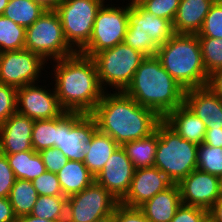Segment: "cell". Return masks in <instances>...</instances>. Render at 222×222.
<instances>
[{"mask_svg": "<svg viewBox=\"0 0 222 222\" xmlns=\"http://www.w3.org/2000/svg\"><path fill=\"white\" fill-rule=\"evenodd\" d=\"M141 0H130V2L139 3Z\"/></svg>", "mask_w": 222, "mask_h": 222, "instance_id": "52", "label": "cell"}, {"mask_svg": "<svg viewBox=\"0 0 222 222\" xmlns=\"http://www.w3.org/2000/svg\"><path fill=\"white\" fill-rule=\"evenodd\" d=\"M197 36L222 38V3L211 5Z\"/></svg>", "mask_w": 222, "mask_h": 222, "instance_id": "34", "label": "cell"}, {"mask_svg": "<svg viewBox=\"0 0 222 222\" xmlns=\"http://www.w3.org/2000/svg\"><path fill=\"white\" fill-rule=\"evenodd\" d=\"M118 147L119 145L113 138L96 129L90 140L85 144L83 163L96 176Z\"/></svg>", "mask_w": 222, "mask_h": 222, "instance_id": "23", "label": "cell"}, {"mask_svg": "<svg viewBox=\"0 0 222 222\" xmlns=\"http://www.w3.org/2000/svg\"><path fill=\"white\" fill-rule=\"evenodd\" d=\"M197 169L222 179V148L198 145Z\"/></svg>", "mask_w": 222, "mask_h": 222, "instance_id": "33", "label": "cell"}, {"mask_svg": "<svg viewBox=\"0 0 222 222\" xmlns=\"http://www.w3.org/2000/svg\"><path fill=\"white\" fill-rule=\"evenodd\" d=\"M163 121L183 139L197 145L204 142L207 127L185 104L168 113Z\"/></svg>", "mask_w": 222, "mask_h": 222, "instance_id": "20", "label": "cell"}, {"mask_svg": "<svg viewBox=\"0 0 222 222\" xmlns=\"http://www.w3.org/2000/svg\"><path fill=\"white\" fill-rule=\"evenodd\" d=\"M182 204L178 184L157 193L139 209L150 222H170Z\"/></svg>", "mask_w": 222, "mask_h": 222, "instance_id": "21", "label": "cell"}, {"mask_svg": "<svg viewBox=\"0 0 222 222\" xmlns=\"http://www.w3.org/2000/svg\"><path fill=\"white\" fill-rule=\"evenodd\" d=\"M97 129L90 114L64 111L57 117L58 149L68 160H83L85 144Z\"/></svg>", "mask_w": 222, "mask_h": 222, "instance_id": "11", "label": "cell"}, {"mask_svg": "<svg viewBox=\"0 0 222 222\" xmlns=\"http://www.w3.org/2000/svg\"><path fill=\"white\" fill-rule=\"evenodd\" d=\"M16 179L32 181L46 169L39 152L34 150L6 155Z\"/></svg>", "mask_w": 222, "mask_h": 222, "instance_id": "26", "label": "cell"}, {"mask_svg": "<svg viewBox=\"0 0 222 222\" xmlns=\"http://www.w3.org/2000/svg\"><path fill=\"white\" fill-rule=\"evenodd\" d=\"M16 222H65V221H50L47 219L38 218L32 215L18 217Z\"/></svg>", "mask_w": 222, "mask_h": 222, "instance_id": "47", "label": "cell"}, {"mask_svg": "<svg viewBox=\"0 0 222 222\" xmlns=\"http://www.w3.org/2000/svg\"><path fill=\"white\" fill-rule=\"evenodd\" d=\"M129 2V23L127 29L146 32L152 41L160 47L174 34L173 23L167 19L154 16L139 3Z\"/></svg>", "mask_w": 222, "mask_h": 222, "instance_id": "19", "label": "cell"}, {"mask_svg": "<svg viewBox=\"0 0 222 222\" xmlns=\"http://www.w3.org/2000/svg\"><path fill=\"white\" fill-rule=\"evenodd\" d=\"M158 136L154 167L178 184L197 169L198 145L183 139L163 120L158 124Z\"/></svg>", "mask_w": 222, "mask_h": 222, "instance_id": "5", "label": "cell"}, {"mask_svg": "<svg viewBox=\"0 0 222 222\" xmlns=\"http://www.w3.org/2000/svg\"><path fill=\"white\" fill-rule=\"evenodd\" d=\"M208 219L211 222H222V195L208 210Z\"/></svg>", "mask_w": 222, "mask_h": 222, "instance_id": "46", "label": "cell"}, {"mask_svg": "<svg viewBox=\"0 0 222 222\" xmlns=\"http://www.w3.org/2000/svg\"><path fill=\"white\" fill-rule=\"evenodd\" d=\"M181 202L209 210L222 195V179L199 169L179 183Z\"/></svg>", "mask_w": 222, "mask_h": 222, "instance_id": "14", "label": "cell"}, {"mask_svg": "<svg viewBox=\"0 0 222 222\" xmlns=\"http://www.w3.org/2000/svg\"><path fill=\"white\" fill-rule=\"evenodd\" d=\"M45 165L46 171L57 174L66 164L68 158L57 148L51 147L39 152Z\"/></svg>", "mask_w": 222, "mask_h": 222, "instance_id": "40", "label": "cell"}, {"mask_svg": "<svg viewBox=\"0 0 222 222\" xmlns=\"http://www.w3.org/2000/svg\"><path fill=\"white\" fill-rule=\"evenodd\" d=\"M9 0H0V15L3 14L4 9L6 8Z\"/></svg>", "mask_w": 222, "mask_h": 222, "instance_id": "50", "label": "cell"}, {"mask_svg": "<svg viewBox=\"0 0 222 222\" xmlns=\"http://www.w3.org/2000/svg\"><path fill=\"white\" fill-rule=\"evenodd\" d=\"M213 3L212 0H180L173 21L174 32L197 35Z\"/></svg>", "mask_w": 222, "mask_h": 222, "instance_id": "22", "label": "cell"}, {"mask_svg": "<svg viewBox=\"0 0 222 222\" xmlns=\"http://www.w3.org/2000/svg\"><path fill=\"white\" fill-rule=\"evenodd\" d=\"M155 56L184 90L206 86L209 75L197 35L175 33L157 49Z\"/></svg>", "mask_w": 222, "mask_h": 222, "instance_id": "4", "label": "cell"}, {"mask_svg": "<svg viewBox=\"0 0 222 222\" xmlns=\"http://www.w3.org/2000/svg\"><path fill=\"white\" fill-rule=\"evenodd\" d=\"M214 3H222V0H212Z\"/></svg>", "mask_w": 222, "mask_h": 222, "instance_id": "51", "label": "cell"}, {"mask_svg": "<svg viewBox=\"0 0 222 222\" xmlns=\"http://www.w3.org/2000/svg\"><path fill=\"white\" fill-rule=\"evenodd\" d=\"M97 129L121 146L125 142L148 137L163 120L155 111L143 107L125 92L105 91L90 114Z\"/></svg>", "mask_w": 222, "mask_h": 222, "instance_id": "2", "label": "cell"}, {"mask_svg": "<svg viewBox=\"0 0 222 222\" xmlns=\"http://www.w3.org/2000/svg\"><path fill=\"white\" fill-rule=\"evenodd\" d=\"M26 28L0 15V53L25 49Z\"/></svg>", "mask_w": 222, "mask_h": 222, "instance_id": "31", "label": "cell"}, {"mask_svg": "<svg viewBox=\"0 0 222 222\" xmlns=\"http://www.w3.org/2000/svg\"><path fill=\"white\" fill-rule=\"evenodd\" d=\"M67 197L38 195L30 215L50 221H66Z\"/></svg>", "mask_w": 222, "mask_h": 222, "instance_id": "29", "label": "cell"}, {"mask_svg": "<svg viewBox=\"0 0 222 222\" xmlns=\"http://www.w3.org/2000/svg\"><path fill=\"white\" fill-rule=\"evenodd\" d=\"M15 175L6 155L0 153V197H9L15 183Z\"/></svg>", "mask_w": 222, "mask_h": 222, "instance_id": "41", "label": "cell"}, {"mask_svg": "<svg viewBox=\"0 0 222 222\" xmlns=\"http://www.w3.org/2000/svg\"><path fill=\"white\" fill-rule=\"evenodd\" d=\"M116 222H150L139 208L118 204L115 207Z\"/></svg>", "mask_w": 222, "mask_h": 222, "instance_id": "42", "label": "cell"}, {"mask_svg": "<svg viewBox=\"0 0 222 222\" xmlns=\"http://www.w3.org/2000/svg\"><path fill=\"white\" fill-rule=\"evenodd\" d=\"M34 120L19 113L0 125V153L10 155L33 150L31 137Z\"/></svg>", "mask_w": 222, "mask_h": 222, "instance_id": "17", "label": "cell"}, {"mask_svg": "<svg viewBox=\"0 0 222 222\" xmlns=\"http://www.w3.org/2000/svg\"><path fill=\"white\" fill-rule=\"evenodd\" d=\"M208 219V210L181 204L170 222H205Z\"/></svg>", "mask_w": 222, "mask_h": 222, "instance_id": "39", "label": "cell"}, {"mask_svg": "<svg viewBox=\"0 0 222 222\" xmlns=\"http://www.w3.org/2000/svg\"><path fill=\"white\" fill-rule=\"evenodd\" d=\"M203 143L216 148H222V129H207Z\"/></svg>", "mask_w": 222, "mask_h": 222, "instance_id": "45", "label": "cell"}, {"mask_svg": "<svg viewBox=\"0 0 222 222\" xmlns=\"http://www.w3.org/2000/svg\"><path fill=\"white\" fill-rule=\"evenodd\" d=\"M92 58L103 90L108 92L109 87L112 91L124 92L146 56L122 42L96 53Z\"/></svg>", "mask_w": 222, "mask_h": 222, "instance_id": "6", "label": "cell"}, {"mask_svg": "<svg viewBox=\"0 0 222 222\" xmlns=\"http://www.w3.org/2000/svg\"><path fill=\"white\" fill-rule=\"evenodd\" d=\"M13 207L8 197H0V222H16Z\"/></svg>", "mask_w": 222, "mask_h": 222, "instance_id": "43", "label": "cell"}, {"mask_svg": "<svg viewBox=\"0 0 222 222\" xmlns=\"http://www.w3.org/2000/svg\"><path fill=\"white\" fill-rule=\"evenodd\" d=\"M94 222H116L115 221V210L113 213H110L109 215L99 218Z\"/></svg>", "mask_w": 222, "mask_h": 222, "instance_id": "49", "label": "cell"}, {"mask_svg": "<svg viewBox=\"0 0 222 222\" xmlns=\"http://www.w3.org/2000/svg\"><path fill=\"white\" fill-rule=\"evenodd\" d=\"M42 4L46 9H55L63 0H35Z\"/></svg>", "mask_w": 222, "mask_h": 222, "instance_id": "48", "label": "cell"}, {"mask_svg": "<svg viewBox=\"0 0 222 222\" xmlns=\"http://www.w3.org/2000/svg\"><path fill=\"white\" fill-rule=\"evenodd\" d=\"M206 86L222 99V69L216 70L208 76Z\"/></svg>", "mask_w": 222, "mask_h": 222, "instance_id": "44", "label": "cell"}, {"mask_svg": "<svg viewBox=\"0 0 222 222\" xmlns=\"http://www.w3.org/2000/svg\"><path fill=\"white\" fill-rule=\"evenodd\" d=\"M47 9L35 0H9L3 16L25 28L31 26Z\"/></svg>", "mask_w": 222, "mask_h": 222, "instance_id": "27", "label": "cell"}, {"mask_svg": "<svg viewBox=\"0 0 222 222\" xmlns=\"http://www.w3.org/2000/svg\"><path fill=\"white\" fill-rule=\"evenodd\" d=\"M57 176L62 193L67 198L81 192L95 181V176L88 170L83 160H68Z\"/></svg>", "mask_w": 222, "mask_h": 222, "instance_id": "24", "label": "cell"}, {"mask_svg": "<svg viewBox=\"0 0 222 222\" xmlns=\"http://www.w3.org/2000/svg\"><path fill=\"white\" fill-rule=\"evenodd\" d=\"M158 137L157 125L156 131L148 137L125 142L121 145L135 169L154 166Z\"/></svg>", "mask_w": 222, "mask_h": 222, "instance_id": "25", "label": "cell"}, {"mask_svg": "<svg viewBox=\"0 0 222 222\" xmlns=\"http://www.w3.org/2000/svg\"><path fill=\"white\" fill-rule=\"evenodd\" d=\"M38 83L27 84L17 89V113L34 121L60 116L64 110L59 104L54 86L53 89H48Z\"/></svg>", "mask_w": 222, "mask_h": 222, "instance_id": "13", "label": "cell"}, {"mask_svg": "<svg viewBox=\"0 0 222 222\" xmlns=\"http://www.w3.org/2000/svg\"><path fill=\"white\" fill-rule=\"evenodd\" d=\"M173 183L157 167L137 168L126 195L119 201L120 204L139 208L154 195L169 188Z\"/></svg>", "mask_w": 222, "mask_h": 222, "instance_id": "16", "label": "cell"}, {"mask_svg": "<svg viewBox=\"0 0 222 222\" xmlns=\"http://www.w3.org/2000/svg\"><path fill=\"white\" fill-rule=\"evenodd\" d=\"M39 54L27 49L0 53V84L16 89L39 81L47 66ZM40 73V74H39Z\"/></svg>", "mask_w": 222, "mask_h": 222, "instance_id": "12", "label": "cell"}, {"mask_svg": "<svg viewBox=\"0 0 222 222\" xmlns=\"http://www.w3.org/2000/svg\"><path fill=\"white\" fill-rule=\"evenodd\" d=\"M31 142L33 150L36 152L51 147L58 148L57 117L35 120L33 123Z\"/></svg>", "mask_w": 222, "mask_h": 222, "instance_id": "30", "label": "cell"}, {"mask_svg": "<svg viewBox=\"0 0 222 222\" xmlns=\"http://www.w3.org/2000/svg\"><path fill=\"white\" fill-rule=\"evenodd\" d=\"M105 4L97 13L89 42L79 51L85 56L93 57L124 41L129 23V3L118 7Z\"/></svg>", "mask_w": 222, "mask_h": 222, "instance_id": "9", "label": "cell"}, {"mask_svg": "<svg viewBox=\"0 0 222 222\" xmlns=\"http://www.w3.org/2000/svg\"><path fill=\"white\" fill-rule=\"evenodd\" d=\"M50 62L52 83L61 108L66 112L91 114L105 92L94 59L76 52Z\"/></svg>", "mask_w": 222, "mask_h": 222, "instance_id": "1", "label": "cell"}, {"mask_svg": "<svg viewBox=\"0 0 222 222\" xmlns=\"http://www.w3.org/2000/svg\"><path fill=\"white\" fill-rule=\"evenodd\" d=\"M184 104L207 129H222V99L207 86L185 90Z\"/></svg>", "mask_w": 222, "mask_h": 222, "instance_id": "18", "label": "cell"}, {"mask_svg": "<svg viewBox=\"0 0 222 222\" xmlns=\"http://www.w3.org/2000/svg\"><path fill=\"white\" fill-rule=\"evenodd\" d=\"M139 4L154 16L167 19L173 23L180 0H141Z\"/></svg>", "mask_w": 222, "mask_h": 222, "instance_id": "36", "label": "cell"}, {"mask_svg": "<svg viewBox=\"0 0 222 222\" xmlns=\"http://www.w3.org/2000/svg\"><path fill=\"white\" fill-rule=\"evenodd\" d=\"M143 107L155 111L162 119L184 104L185 90L162 67L156 56L146 57L124 91Z\"/></svg>", "mask_w": 222, "mask_h": 222, "instance_id": "3", "label": "cell"}, {"mask_svg": "<svg viewBox=\"0 0 222 222\" xmlns=\"http://www.w3.org/2000/svg\"><path fill=\"white\" fill-rule=\"evenodd\" d=\"M32 183L38 195H63L58 176L55 173L45 171L42 175L32 180Z\"/></svg>", "mask_w": 222, "mask_h": 222, "instance_id": "38", "label": "cell"}, {"mask_svg": "<svg viewBox=\"0 0 222 222\" xmlns=\"http://www.w3.org/2000/svg\"><path fill=\"white\" fill-rule=\"evenodd\" d=\"M134 171L133 163L119 146L95 176V181L120 201L130 188Z\"/></svg>", "mask_w": 222, "mask_h": 222, "instance_id": "15", "label": "cell"}, {"mask_svg": "<svg viewBox=\"0 0 222 222\" xmlns=\"http://www.w3.org/2000/svg\"><path fill=\"white\" fill-rule=\"evenodd\" d=\"M119 200L94 181L81 192L67 198L65 222H94L113 213Z\"/></svg>", "mask_w": 222, "mask_h": 222, "instance_id": "10", "label": "cell"}, {"mask_svg": "<svg viewBox=\"0 0 222 222\" xmlns=\"http://www.w3.org/2000/svg\"><path fill=\"white\" fill-rule=\"evenodd\" d=\"M17 113V89L0 84V125Z\"/></svg>", "mask_w": 222, "mask_h": 222, "instance_id": "37", "label": "cell"}, {"mask_svg": "<svg viewBox=\"0 0 222 222\" xmlns=\"http://www.w3.org/2000/svg\"><path fill=\"white\" fill-rule=\"evenodd\" d=\"M105 0H63L54 9L68 44L79 52L88 42L97 13Z\"/></svg>", "mask_w": 222, "mask_h": 222, "instance_id": "8", "label": "cell"}, {"mask_svg": "<svg viewBox=\"0 0 222 222\" xmlns=\"http://www.w3.org/2000/svg\"><path fill=\"white\" fill-rule=\"evenodd\" d=\"M37 197L38 194L32 181L16 179L8 198L18 218L31 214Z\"/></svg>", "mask_w": 222, "mask_h": 222, "instance_id": "28", "label": "cell"}, {"mask_svg": "<svg viewBox=\"0 0 222 222\" xmlns=\"http://www.w3.org/2000/svg\"><path fill=\"white\" fill-rule=\"evenodd\" d=\"M123 42L146 57L155 56L159 48L146 32L136 29H127Z\"/></svg>", "mask_w": 222, "mask_h": 222, "instance_id": "35", "label": "cell"}, {"mask_svg": "<svg viewBox=\"0 0 222 222\" xmlns=\"http://www.w3.org/2000/svg\"><path fill=\"white\" fill-rule=\"evenodd\" d=\"M198 40L207 74L222 69V38L198 37Z\"/></svg>", "mask_w": 222, "mask_h": 222, "instance_id": "32", "label": "cell"}, {"mask_svg": "<svg viewBox=\"0 0 222 222\" xmlns=\"http://www.w3.org/2000/svg\"><path fill=\"white\" fill-rule=\"evenodd\" d=\"M25 49L39 54L48 63L76 53L66 41L61 20L54 9H47L26 28Z\"/></svg>", "mask_w": 222, "mask_h": 222, "instance_id": "7", "label": "cell"}]
</instances>
